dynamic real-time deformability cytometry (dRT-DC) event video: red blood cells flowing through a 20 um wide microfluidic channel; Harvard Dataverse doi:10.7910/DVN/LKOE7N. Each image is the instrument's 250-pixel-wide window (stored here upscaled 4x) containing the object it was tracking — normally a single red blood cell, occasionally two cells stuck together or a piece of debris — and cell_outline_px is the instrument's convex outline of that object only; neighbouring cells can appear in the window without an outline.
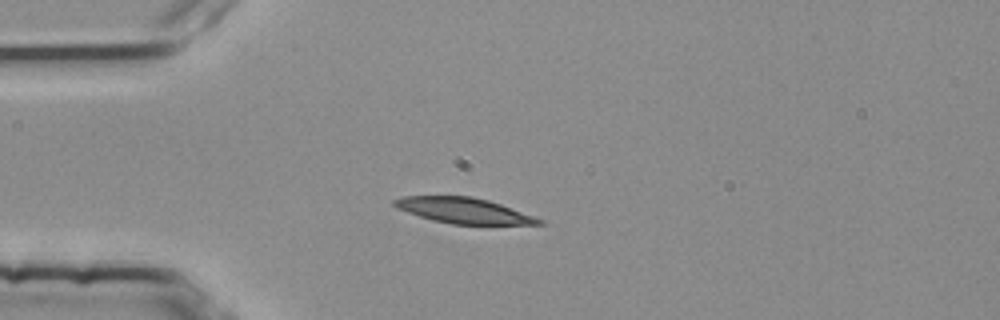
{"species": "common noctule bat (a hibernating species)", "species_latin": "Nyctalus noctula", "temperature_condition": "room temperature", "stored_images_in_passage": 3, "camera_frame_rate_fps": 3000, "um_per_image_px": 0.085, "animal": {"sex": "female", "body_mass_g": 25.1}, "frame": {"image": 1, "passage_image": 1, "time_ms": 0.0, "image_size_px": [1000, 320], "cell_outline_px": [[544, 224], [452, 224], [432, 220], [396, 208], [392, 204], [392, 200], [400, 196], [472, 196], [488, 200], [500, 204], [544, 220]], "centroid_in_image_um": [39.36, 17.89], "position_along_channel_um": 45.6, "area_um2": 21.39}}